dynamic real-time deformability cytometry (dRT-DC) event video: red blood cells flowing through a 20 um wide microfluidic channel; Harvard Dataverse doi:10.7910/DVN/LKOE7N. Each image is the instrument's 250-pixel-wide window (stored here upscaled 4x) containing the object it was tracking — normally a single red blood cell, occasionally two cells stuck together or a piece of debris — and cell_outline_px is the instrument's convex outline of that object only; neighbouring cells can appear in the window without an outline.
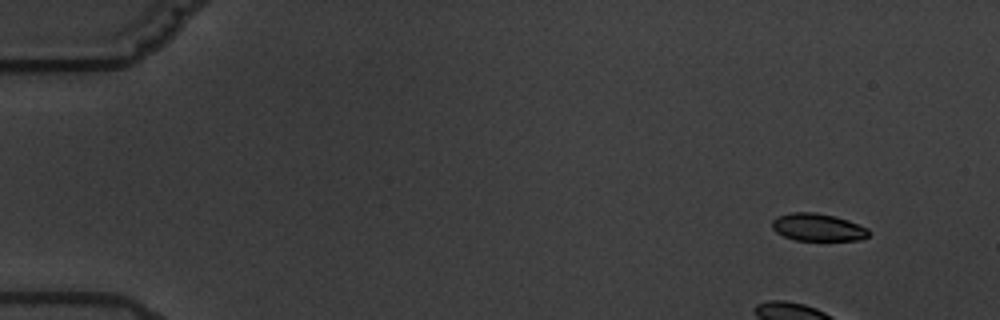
{"species": "common noctule bat (a hibernating species)", "species_latin": "Nyctalus noctula", "temperature_condition": "warm", "stored_images_in_passage": 6, "camera_frame_rate_fps": 3000, "um_per_image_px": 0.085, "animal": {"sex": "male", "body_mass_g": 19.5, "forearm_length_mm": 54.6}, "frame": {"image": 1, "passage_image": 2, "time_ms": 1.333, "image_size_px": [1000, 320], "cell_outline_px": [[868, 236], [860, 240], [796, 240], [784, 236], [776, 232], [772, 228], [772, 220], [780, 216], [792, 212], [816, 212], [836, 216], [848, 220], [868, 228]], "centroid_in_image_um": [69.52, 19.31], "position_along_channel_um": 15.5, "area_um2": 15.43}}